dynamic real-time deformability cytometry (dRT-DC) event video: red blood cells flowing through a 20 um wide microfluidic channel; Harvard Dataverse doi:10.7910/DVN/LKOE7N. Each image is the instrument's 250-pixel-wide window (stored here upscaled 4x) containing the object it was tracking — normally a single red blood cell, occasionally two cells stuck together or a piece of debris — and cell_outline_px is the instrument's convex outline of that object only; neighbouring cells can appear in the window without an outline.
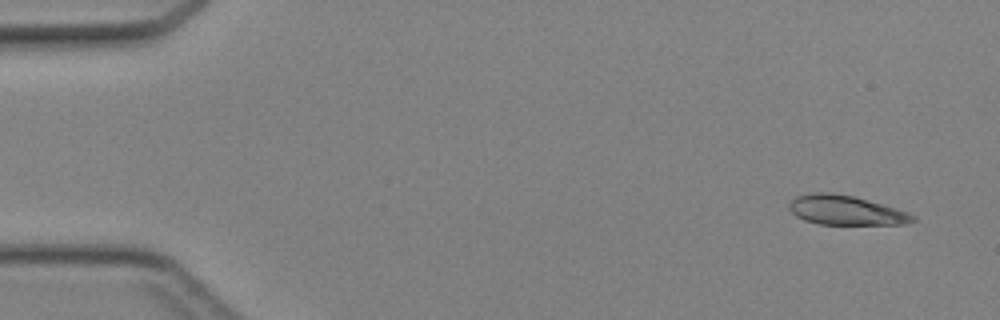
{"species": "Egyptian fruit bat (a non-hibernating species)", "species_latin": "Rousettus aegyptiacus", "temperature_condition": "cold", "stored_images_in_passage": 43, "camera_frame_rate_fps": 3000, "um_per_image_px": 0.085, "animal": {"sex": "female"}, "frame": {"image": 1, "passage_image": 2, "time_ms": 0.333, "image_size_px": [1000, 320], "cell_outline_px": [[916, 220], [904, 224], [820, 224], [804, 220], [796, 216], [788, 208], [788, 204], [796, 196], [812, 192], [832, 192], [852, 196], [896, 208], [908, 212], [916, 216]], "centroid_in_image_um": [71.87, 17.87], "position_along_channel_um": 13.1, "area_um2": 21.15}}
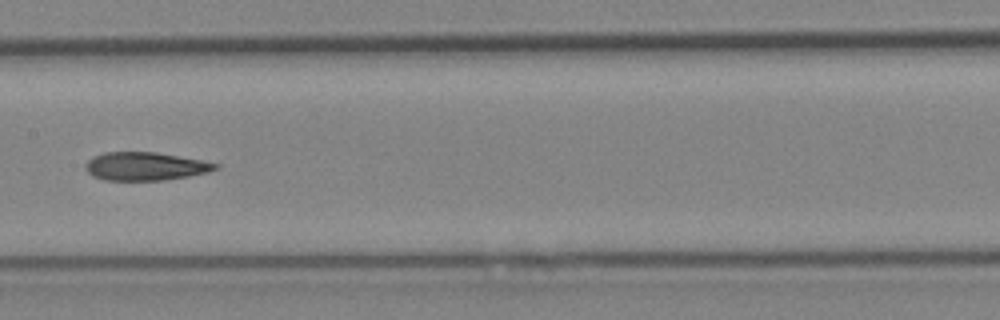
{"frame": {"image": 2, "passage_image": 22, "time_ms": 7.0, "image_size_px": [1000, 320], "cell_outline_px": [[220, 168], [208, 172], [188, 176], [164, 180], [104, 180], [92, 176], [84, 168], [84, 164], [92, 156], [104, 152], [156, 152], [200, 160], [220, 164]], "centroid_in_image_um": [12.32, 14.13], "position_along_channel_um": 195.1, "area_um2": 21.44}}
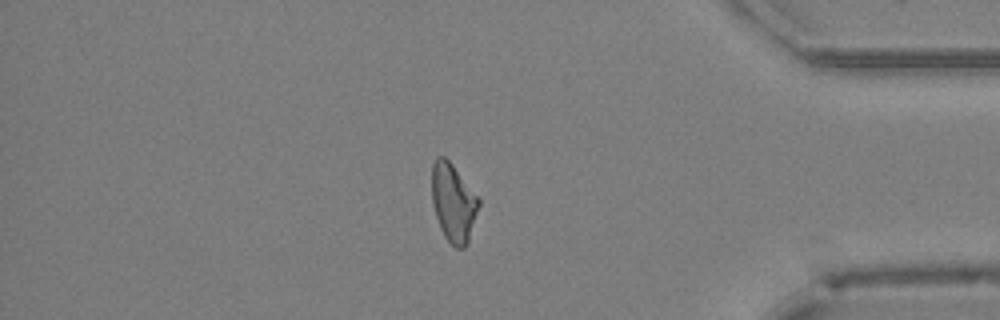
{"frame": {"image": 3, "passage_image": 37, "time_ms": 12.0, "image_size_px": [1000, 320], "cell_outline_px": [[480, 204], [468, 244], [464, 248], [456, 248], [444, 236], [440, 228], [432, 204], [432, 164], [436, 156], [444, 156], [452, 164], [480, 200]], "centroid_in_image_um": [38.53, 17.24], "position_along_channel_um": 396.7, "area_um2": 21.33}}